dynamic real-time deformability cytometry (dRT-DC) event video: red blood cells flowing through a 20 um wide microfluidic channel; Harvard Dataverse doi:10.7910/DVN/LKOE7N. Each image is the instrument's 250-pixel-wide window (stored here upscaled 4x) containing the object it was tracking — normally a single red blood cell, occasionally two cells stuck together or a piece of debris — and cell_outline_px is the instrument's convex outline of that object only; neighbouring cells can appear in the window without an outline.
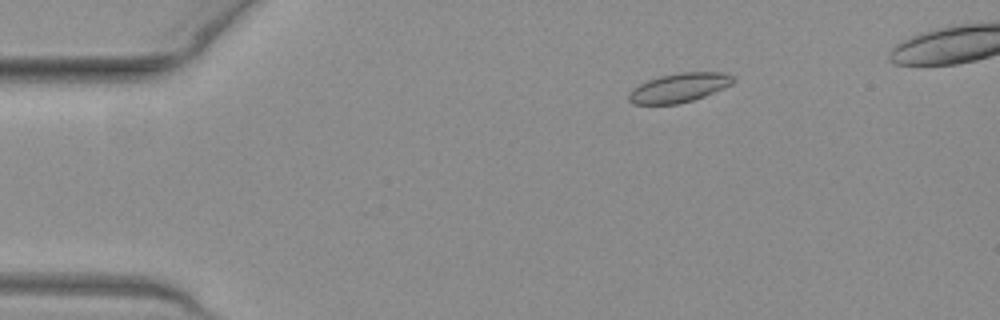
{"species": "common noctule bat (a hibernating species)", "species_latin": "Nyctalus noctula", "temperature_condition": "warm", "stored_images_in_passage": 18, "camera_frame_rate_fps": 3000, "um_per_image_px": 0.085, "animal": {"sex": "female", "body_mass_g": 19.3, "forearm_length_mm": 54.1}, "frame": {"image": 1, "passage_image": 10, "time_ms": 3.0, "image_size_px": [1000, 320], "cell_outline_px": [[736, 80], [732, 84], [724, 88], [704, 96], [692, 100], [676, 104], [632, 104], [628, 100], [628, 92], [632, 88], [648, 80], [660, 76], [680, 72], [724, 72], [732, 76]], "centroid_in_image_um": [57.71, 7.45], "position_along_channel_um": 27.3, "area_um2": 17.74}}